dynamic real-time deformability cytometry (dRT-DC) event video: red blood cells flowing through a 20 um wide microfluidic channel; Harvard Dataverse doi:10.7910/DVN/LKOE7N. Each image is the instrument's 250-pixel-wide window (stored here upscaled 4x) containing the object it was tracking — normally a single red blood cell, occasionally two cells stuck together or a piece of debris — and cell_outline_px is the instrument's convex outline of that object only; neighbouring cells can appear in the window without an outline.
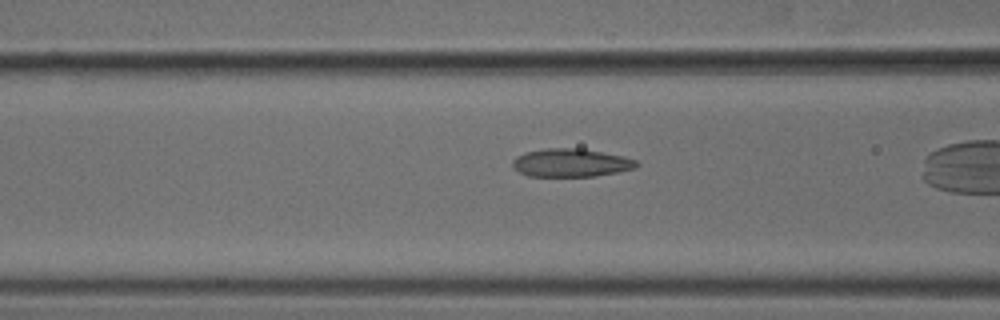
{"species": "common noctule bat (a hibernating species)", "species_latin": "Nyctalus noctula", "temperature_condition": "cold", "stored_images_in_passage": 18, "camera_frame_rate_fps": 3000, "um_per_image_px": 0.085, "animal": {"sex": "male", "body_mass_g": 18.8}, "frame": {"image": 1, "passage_image": 16, "time_ms": 5.0, "image_size_px": [1000, 320], "cell_outline_px": [[640, 164], [636, 168], [596, 176], [528, 176], [512, 168], [512, 160], [516, 156], [524, 152], [544, 148], [580, 148], [624, 156], [636, 160]], "centroid_in_image_um": [48.51, 13.83], "position_along_channel_um": 118.1, "area_um2": 20.52}}